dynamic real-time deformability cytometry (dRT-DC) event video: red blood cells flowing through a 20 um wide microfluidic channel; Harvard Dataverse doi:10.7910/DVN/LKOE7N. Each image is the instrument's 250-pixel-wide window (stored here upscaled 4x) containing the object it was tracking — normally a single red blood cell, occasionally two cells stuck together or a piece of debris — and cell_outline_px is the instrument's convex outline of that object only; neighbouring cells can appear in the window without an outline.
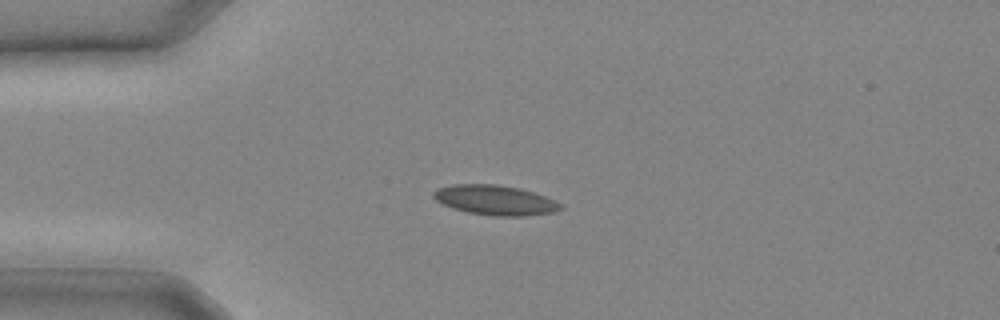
{"species": "common noctule bat (a hibernating species)", "species_latin": "Nyctalus noctula", "temperature_condition": "cold", "stored_images_in_passage": 11, "camera_frame_rate_fps": 3000, "um_per_image_px": 0.085, "animal": {"sex": "male", "body_mass_g": 20.4}, "frame": {"image": 1, "passage_image": 1, "time_ms": 0.0, "image_size_px": [1000, 320], "cell_outline_px": [[564, 208], [556, 212], [524, 216], [492, 216], [468, 212], [452, 208], [436, 200], [432, 196], [432, 192], [436, 188], [452, 184], [496, 184], [520, 188], [544, 196], [564, 204]], "centroid_in_image_um": [42.1, 17.01], "position_along_channel_um": 42.9, "area_um2": 22.31}}
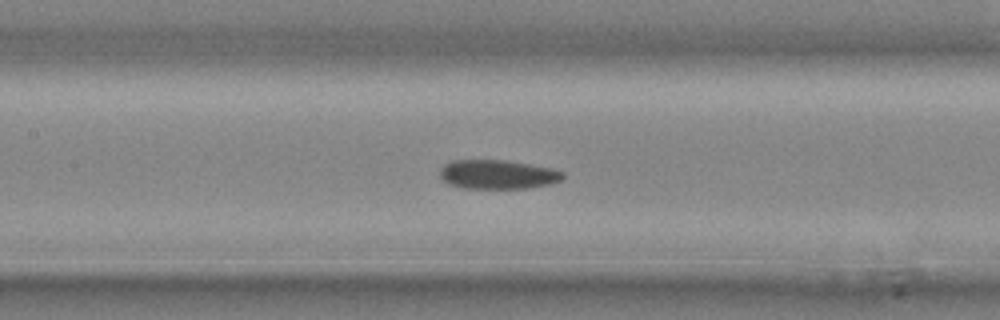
{"frame": {"image": 2, "passage_image": 7, "time_ms": 2.0, "image_size_px": [1000, 320], "cell_outline_px": [[564, 176], [560, 180], [548, 184], [528, 188], [464, 188], [448, 184], [440, 176], [440, 168], [444, 164], [452, 160], [504, 160], [552, 168], [564, 172]], "centroid_in_image_um": [42.27, 14.82], "position_along_channel_um": 165.1, "area_um2": 20.75}}
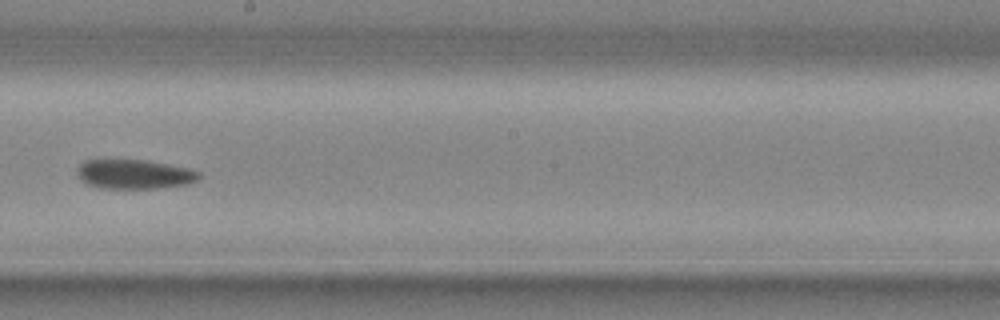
{"frame": {"image": 3, "passage_image": 10, "time_ms": 3.0, "image_size_px": [1000, 320], "cell_outline_px": [[200, 176], [196, 180], [184, 184], [156, 188], [100, 188], [88, 184], [80, 180], [76, 172], [80, 164], [84, 160], [104, 156], [148, 160], [192, 168], [200, 172]], "centroid_in_image_um": [11.33, 14.74], "position_along_channel_um": 236.9, "area_um2": 21.79}}